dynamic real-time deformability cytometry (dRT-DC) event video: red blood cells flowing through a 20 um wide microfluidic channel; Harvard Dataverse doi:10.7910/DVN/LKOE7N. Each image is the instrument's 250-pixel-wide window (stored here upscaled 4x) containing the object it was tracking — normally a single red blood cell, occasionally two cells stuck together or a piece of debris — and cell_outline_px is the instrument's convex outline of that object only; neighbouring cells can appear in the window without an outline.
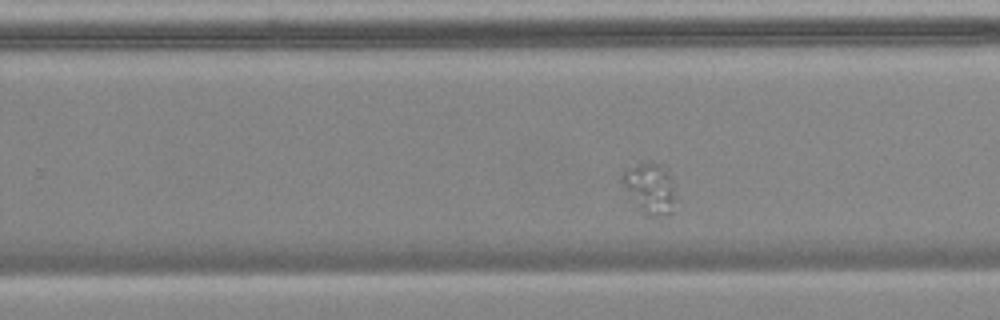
{"species": "common noctule bat (a hibernating species)", "species_latin": "Nyctalus noctula", "temperature_condition": "cold", "stored_images_in_passage": 44, "camera_frame_rate_fps": 3000, "um_per_image_px": 0.085, "animal": {"sex": "female", "body_mass_g": 18.4}, "frame": {"image": 1, "passage_image": 20, "time_ms": 6.333, "image_size_px": [1000, 320], "cell_outline_px": [[672, 212], [668, 216], [648, 216], [644, 212], [624, 184], [624, 172], [636, 164], [648, 160], [660, 164], [668, 172], [672, 184]], "centroid_in_image_um": [55.29, 15.97], "position_along_channel_um": 274.5, "area_um2": 14.68}}
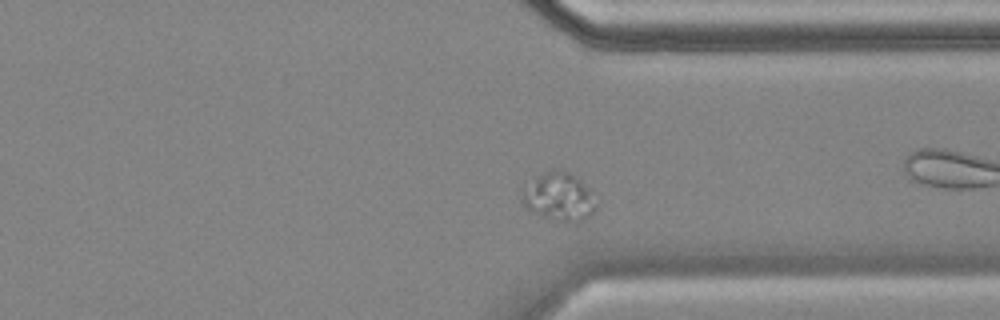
{"frame": {"image": 2, "passage_image": 28, "time_ms": 9.0, "image_size_px": [1000, 320], "cell_outline_px": [[596, 208], [588, 216], [576, 224], [544, 216], [532, 212], [520, 200], [536, 176], [552, 168], [568, 172], [580, 180], [596, 204]], "centroid_in_image_um": [47.51, 16.74], "position_along_channel_um": 363.9, "area_um2": 19.88}}
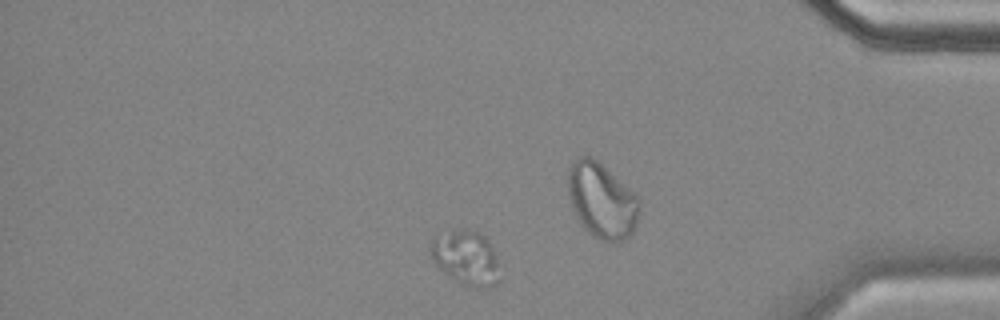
{"frame": {"image": 3, "passage_image": 34, "time_ms": 11.0, "image_size_px": [1000, 320], "cell_outline_px": [[500, 280], [488, 288], [472, 288], [456, 280], [440, 268], [432, 260], [432, 236], [464, 228], [480, 232], [484, 236], [492, 248], [496, 256]], "centroid_in_image_um": [39.64, 21.91], "position_along_channel_um": 395.6, "area_um2": 21.68}, "authors_computed_cell_mechanics": {"area_um2": 21.4149, "velocity_mm_per_s": 3.3833, "shape_relaxation_time_tau1_ms": 5.2696, "shape_relaxation_time_tau2_ms": null, "deformation_change_tau1": 0.3781, "deformation_change_tau2": null}}